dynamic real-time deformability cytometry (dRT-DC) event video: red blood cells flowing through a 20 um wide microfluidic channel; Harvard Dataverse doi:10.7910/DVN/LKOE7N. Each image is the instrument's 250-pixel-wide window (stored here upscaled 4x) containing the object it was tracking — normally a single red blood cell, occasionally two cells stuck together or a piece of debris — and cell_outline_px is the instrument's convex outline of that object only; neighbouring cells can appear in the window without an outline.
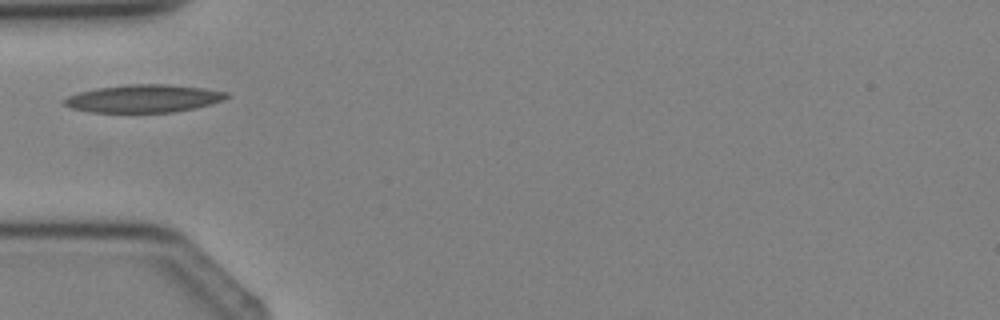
{"species": "Egyptian fruit bat (a non-hibernating species)", "species_latin": "Rousettus aegyptiacus", "temperature_condition": "cold", "stored_images_in_passage": 2, "camera_frame_rate_fps": 3000, "um_per_image_px": 0.085, "animal": {"sex": "female"}, "frame": {"image": 1, "passage_image": 2, "time_ms": 1.333, "image_size_px": [1000, 320], "cell_outline_px": [[228, 96], [224, 100], [196, 108], [172, 112], [92, 112], [72, 108], [64, 104], [64, 100], [68, 96], [80, 92], [96, 88], [128, 84], [168, 84], [204, 88], [228, 92]], "centroid_in_image_um": [12.24, 8.37], "position_along_channel_um": 72.8, "area_um2": 26.18}}